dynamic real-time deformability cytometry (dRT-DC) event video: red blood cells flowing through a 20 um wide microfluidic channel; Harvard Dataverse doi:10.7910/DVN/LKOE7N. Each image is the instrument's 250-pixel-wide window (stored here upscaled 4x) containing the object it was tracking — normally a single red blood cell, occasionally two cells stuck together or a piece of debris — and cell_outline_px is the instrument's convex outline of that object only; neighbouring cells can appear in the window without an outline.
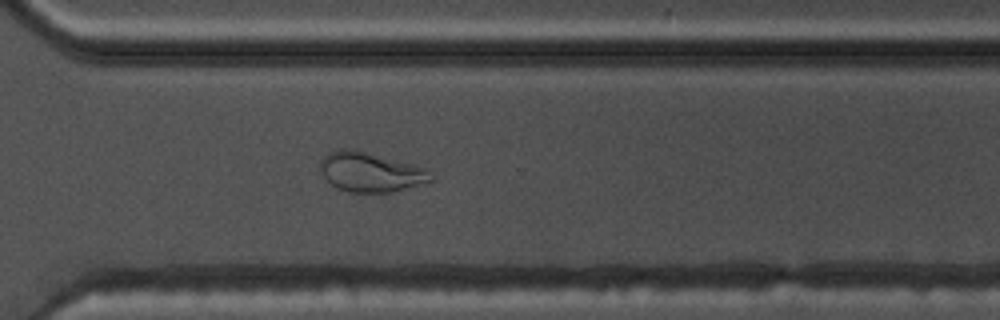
{"species": "common noctule bat (a hibernating species)", "species_latin": "Nyctalus noctula", "temperature_condition": "warm", "stored_images_in_passage": 54, "camera_frame_rate_fps": 3000, "um_per_image_px": 0.085, "animal": {"sex": "male", "body_mass_g": 17.5, "forearm_length_mm": 52.3}, "frame": {"image": 1, "passage_image": 39, "time_ms": 12.667, "image_size_px": [1000, 320], "cell_outline_px": [[432, 180], [392, 192], [348, 192], [336, 188], [320, 172], [320, 160], [328, 152], [348, 148], [428, 168]], "centroid_in_image_um": [31.45, 14.63], "position_along_channel_um": 339.1, "area_um2": 25.03}}
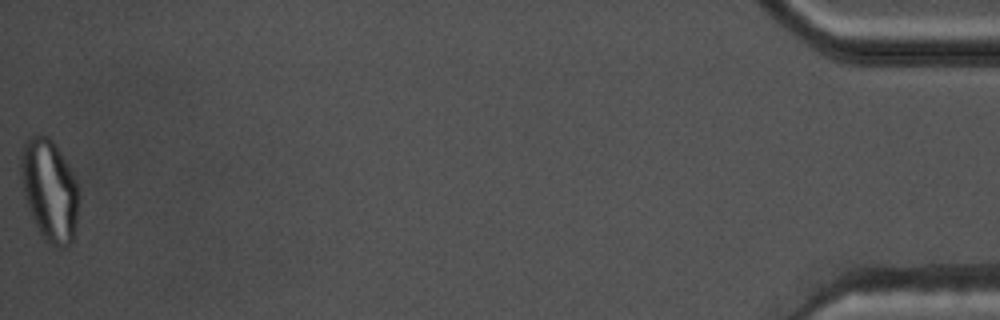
{"frame": {"image": 2, "passage_image": 54, "time_ms": 17.667, "image_size_px": [1000, 320], "cell_outline_px": [[76, 220], [72, 244], [68, 248], [56, 248], [44, 240], [28, 208], [24, 196], [20, 172], [20, 156], [24, 140], [32, 136], [48, 136], [56, 144], [76, 180]], "centroid_in_image_um": [4.17, 16.17], "position_along_channel_um": 431.0, "area_um2": 34.04}, "authors_computed_cell_mechanics": {"area_um2": 27.1371, "velocity_mm_per_s": 3.7876, "shape_relaxation_time_tau1_ms": null, "shape_relaxation_time_tau2_ms": 1.8823, "deformation_change_tau1": null, "deformation_change_tau2": 0.0875}}